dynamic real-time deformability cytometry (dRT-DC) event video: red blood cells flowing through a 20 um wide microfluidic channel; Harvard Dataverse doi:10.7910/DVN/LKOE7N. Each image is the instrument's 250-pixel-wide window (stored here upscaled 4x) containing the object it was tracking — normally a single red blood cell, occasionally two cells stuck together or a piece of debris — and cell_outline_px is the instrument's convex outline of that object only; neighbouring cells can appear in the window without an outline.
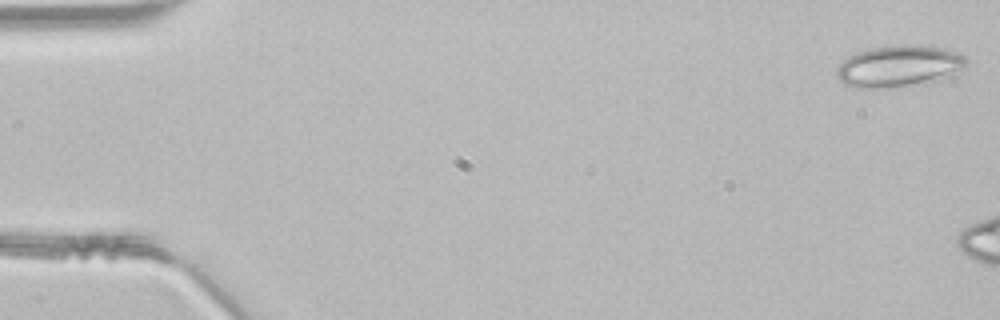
{"species": "common noctule bat (a hibernating species)", "species_latin": "Nyctalus noctula", "temperature_condition": "room temperature", "stored_images_in_passage": 6, "camera_frame_rate_fps": 3000, "um_per_image_px": 0.085, "animal": {"sex": "male", "body_mass_g": 21.5, "forearm_length_mm": 52.0}, "frame": {"image": 1, "passage_image": 1, "time_ms": 0.0, "image_size_px": [1000, 320], "cell_outline_px": [[968, 64], [956, 76], [924, 84], [892, 88], [856, 88], [844, 84], [836, 76], [836, 68], [848, 56], [872, 48], [900, 44], [920, 44], [944, 48], [964, 56], [968, 60]], "centroid_in_image_um": [76.48, 5.64], "position_along_channel_um": 8.5, "area_um2": 32.19}}